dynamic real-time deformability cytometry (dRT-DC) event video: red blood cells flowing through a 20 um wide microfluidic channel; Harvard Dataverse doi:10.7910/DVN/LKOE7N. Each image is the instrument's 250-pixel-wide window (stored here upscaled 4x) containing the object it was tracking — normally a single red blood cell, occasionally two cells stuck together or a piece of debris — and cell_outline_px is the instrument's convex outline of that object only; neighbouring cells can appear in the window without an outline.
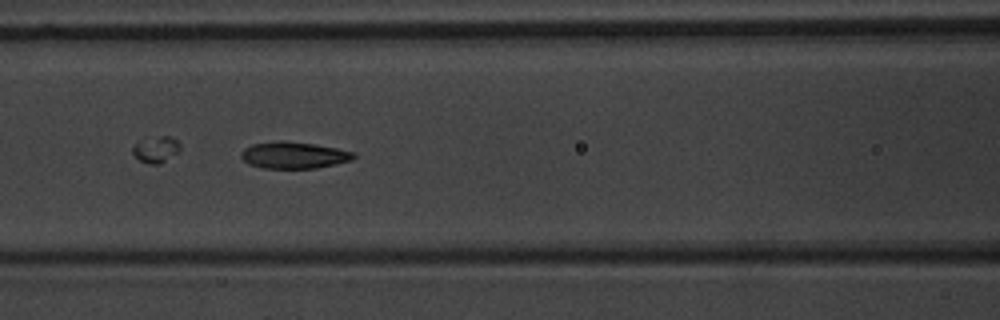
{"species": "common noctule bat (a hibernating species)", "species_latin": "Nyctalus noctula", "temperature_condition": "warm", "stored_images_in_passage": 7, "camera_frame_rate_fps": 3000, "um_per_image_px": 0.085, "animal": {"sex": "male", "body_mass_g": 20.1, "forearm_length_mm": 53.5}, "frame": {"image": 1, "passage_image": 6, "time_ms": 6.667, "image_size_px": [1000, 320], "cell_outline_px": [[356, 156], [352, 160], [336, 164], [316, 168], [260, 168], [248, 164], [240, 156], [240, 152], [244, 148], [252, 144], [280, 140], [284, 140], [316, 144], [356, 152]], "centroid_in_image_um": [24.97, 13.18], "position_along_channel_um": 141.6, "area_um2": 17.74}}
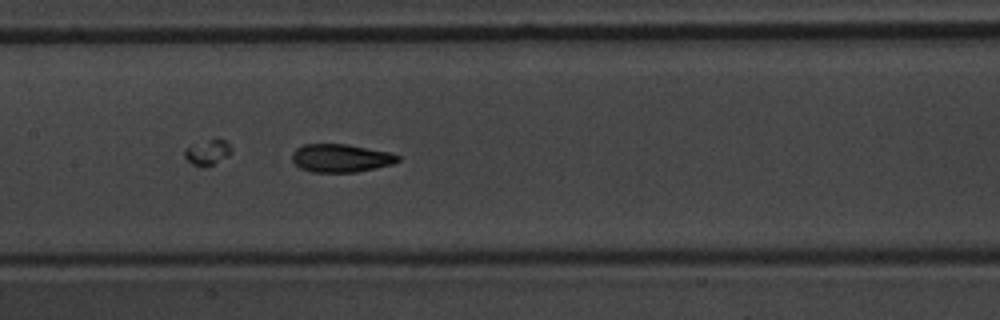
{"frame": {"image": 2, "passage_image": 7, "time_ms": 7.667, "image_size_px": [1000, 320], "cell_outline_px": [[400, 160], [392, 164], [356, 172], [312, 172], [300, 168], [292, 160], [292, 152], [296, 148], [304, 144], [348, 144], [388, 152], [400, 156]], "centroid_in_image_um": [28.95, 13.43], "position_along_channel_um": 178.5, "area_um2": 17.28}}